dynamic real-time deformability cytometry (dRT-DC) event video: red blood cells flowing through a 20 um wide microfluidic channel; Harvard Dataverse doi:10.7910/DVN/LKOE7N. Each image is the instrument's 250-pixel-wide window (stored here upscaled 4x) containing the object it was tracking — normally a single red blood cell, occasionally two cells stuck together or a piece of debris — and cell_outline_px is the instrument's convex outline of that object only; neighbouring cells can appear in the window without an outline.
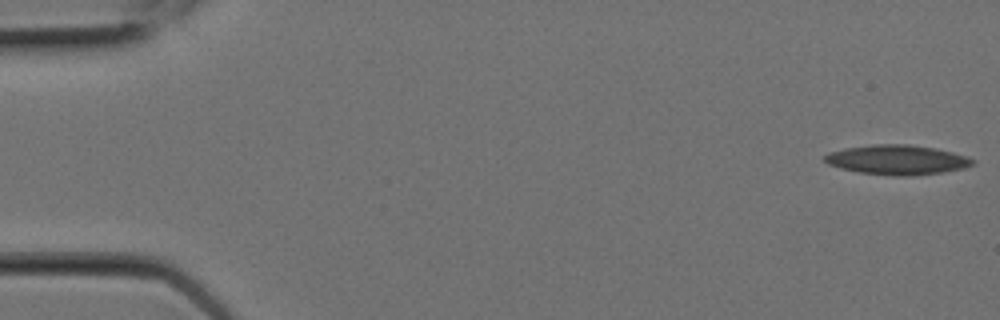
{"species": "Egyptian fruit bat (a non-hibernating species)", "species_latin": "Rousettus aegyptiacus", "temperature_condition": "room temperature", "stored_images_in_passage": 6, "camera_frame_rate_fps": 3000, "um_per_image_px": 0.085, "animal": {"sex": "female"}, "frame": {"image": 1, "passage_image": 1, "time_ms": 0.0, "image_size_px": [1000, 320], "cell_outline_px": [[976, 164], [964, 168], [944, 172], [912, 176], [892, 176], [860, 172], [840, 168], [828, 164], [824, 160], [824, 156], [828, 152], [844, 148], [872, 144], [908, 144], [936, 148], [968, 156], [976, 160]], "centroid_in_image_um": [76.29, 13.58], "position_along_channel_um": 8.7, "area_um2": 25.89}}
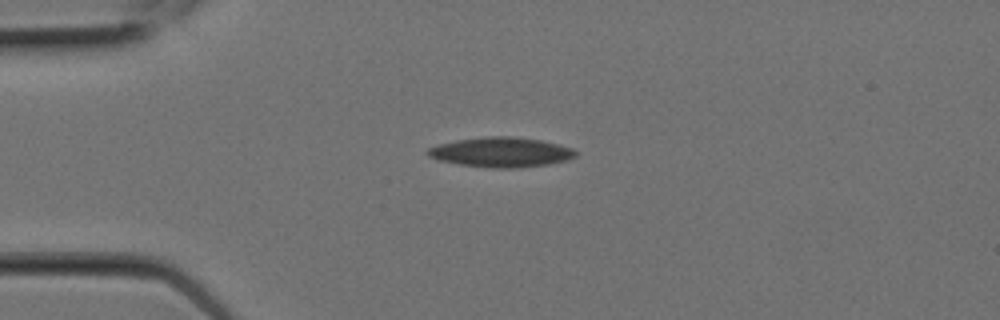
{"frame": {"image": 2, "passage_image": 5, "time_ms": 1.333, "image_size_px": [1000, 320], "cell_outline_px": [[576, 156], [568, 160], [548, 164], [516, 168], [488, 168], [460, 164], [436, 160], [428, 156], [424, 152], [428, 148], [440, 144], [456, 140], [484, 136], [512, 136], [540, 140], [572, 148], [576, 152]], "centroid_in_image_um": [42.55, 12.94], "position_along_channel_um": 42.5, "area_um2": 25.78}}